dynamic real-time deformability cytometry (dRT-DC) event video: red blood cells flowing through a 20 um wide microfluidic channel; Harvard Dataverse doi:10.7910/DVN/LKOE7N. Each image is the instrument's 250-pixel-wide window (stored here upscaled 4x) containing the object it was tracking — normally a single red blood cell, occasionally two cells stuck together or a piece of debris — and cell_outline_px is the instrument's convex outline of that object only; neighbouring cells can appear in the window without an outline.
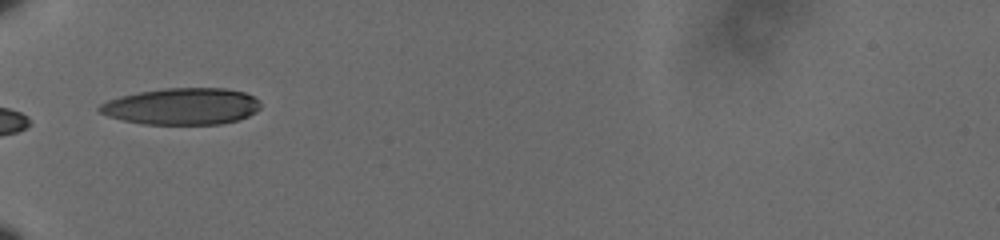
{"species": "human", "species_latin": "Homo sapiens", "temperature_condition": "cold", "stored_images_in_passage": 26, "camera_frame_rate_fps": 3000, "um_per_image_px": 0.085, "donor": {"sex": "male"}, "frame": {"image": 1, "passage_image": 1, "time_ms": 0.0, "image_size_px": [1000, 240], "cell_outline_px": [[260, 108], [256, 112], [248, 116], [236, 120], [220, 124], [144, 124], [124, 120], [108, 116], [100, 112], [96, 108], [100, 104], [108, 100], [120, 96], [140, 92], [164, 88], [224, 88], [244, 92], [260, 100]], "centroid_in_image_um": [15.46, 9.04], "position_along_channel_um": 69.5, "area_um2": 34.33}}